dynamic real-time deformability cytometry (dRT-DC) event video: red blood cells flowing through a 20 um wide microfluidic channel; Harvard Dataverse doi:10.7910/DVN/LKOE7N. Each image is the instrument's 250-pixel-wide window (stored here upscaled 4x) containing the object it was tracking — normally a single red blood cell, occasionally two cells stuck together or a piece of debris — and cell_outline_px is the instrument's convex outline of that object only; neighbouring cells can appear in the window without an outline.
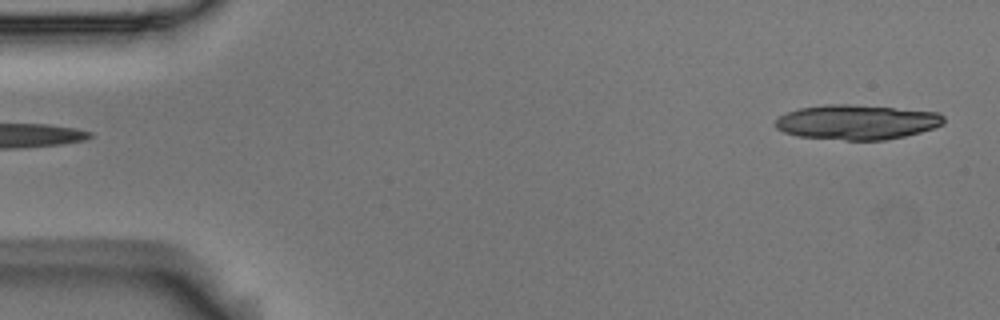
{"species": "Egyptian fruit bat (a non-hibernating species)", "species_latin": "Rousettus aegyptiacus", "temperature_condition": "room temperature", "stored_images_in_passage": 2, "camera_frame_rate_fps": 3000, "um_per_image_px": 0.085, "animal": {"sex": "male"}, "frame": {"image": 1, "passage_image": 2, "time_ms": 0.333, "image_size_px": [1000, 320], "cell_outline_px": [[944, 124], [920, 132], [904, 136], [884, 140], [844, 140], [796, 136], [784, 132], [776, 128], [776, 120], [780, 116], [788, 112], [800, 108], [824, 104], [848, 104], [940, 112], [944, 116]], "centroid_in_image_um": [72.83, 10.38], "position_along_channel_um": 12.2, "area_um2": 34.04}}